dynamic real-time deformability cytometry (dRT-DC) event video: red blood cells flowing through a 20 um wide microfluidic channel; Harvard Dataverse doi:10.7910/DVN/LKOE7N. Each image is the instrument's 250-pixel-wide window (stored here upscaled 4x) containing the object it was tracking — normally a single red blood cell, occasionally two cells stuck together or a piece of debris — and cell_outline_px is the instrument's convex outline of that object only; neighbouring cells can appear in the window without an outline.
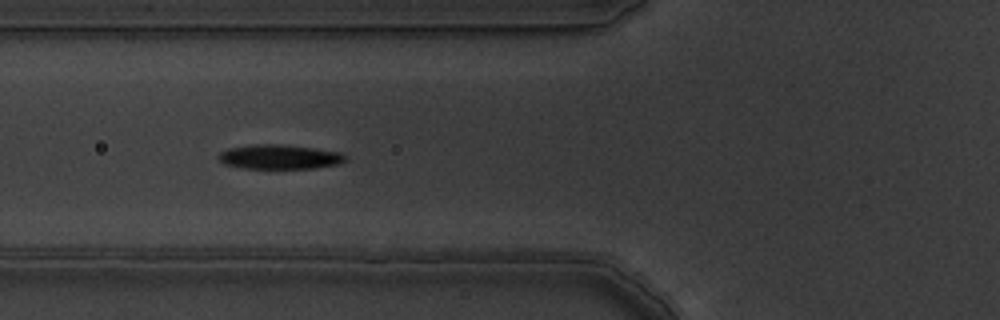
{"species": "common noctule bat (a hibernating species)", "species_latin": "Nyctalus noctula", "temperature_condition": "warm", "stored_images_in_passage": 13, "camera_frame_rate_fps": 3000, "um_per_image_px": 0.085, "animal": {"sex": "male", "body_mass_g": 19.5, "forearm_length_mm": 54.6}, "frame": {"image": 1, "passage_image": 3, "time_ms": 0.667, "image_size_px": [1000, 320], "cell_outline_px": [[348, 160], [340, 164], [312, 168], [244, 168], [224, 164], [216, 156], [220, 152], [228, 148], [256, 144], [284, 144], [316, 148], [340, 152], [348, 156]], "centroid_in_image_um": [23.8, 13.32], "position_along_channel_um": 102.0, "area_um2": 18.26}}
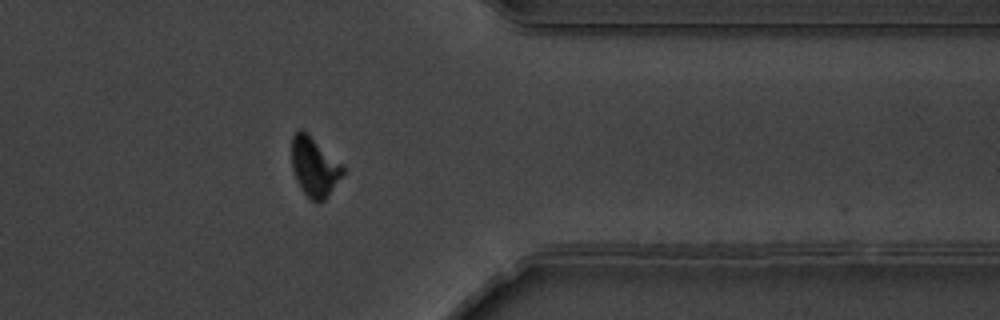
{"frame": {"image": 2, "passage_image": 10, "time_ms": 3.0, "image_size_px": [1000, 320], "cell_outline_px": [[344, 172], [324, 200], [312, 200], [300, 188], [296, 180], [292, 168], [292, 136], [300, 128], [344, 164]], "centroid_in_image_um": [26.72, 14.16], "position_along_channel_um": 384.7, "area_um2": 17.34}}